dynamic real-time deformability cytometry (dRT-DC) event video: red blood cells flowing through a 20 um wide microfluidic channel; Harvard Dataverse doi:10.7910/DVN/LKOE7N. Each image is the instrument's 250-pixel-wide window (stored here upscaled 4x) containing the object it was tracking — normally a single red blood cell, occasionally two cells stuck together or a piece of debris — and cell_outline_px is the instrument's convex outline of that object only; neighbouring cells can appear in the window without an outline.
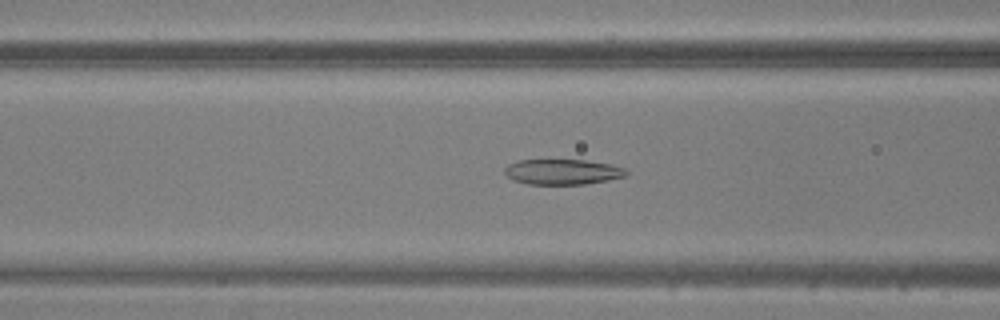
{"species": "common noctule bat (a hibernating species)", "species_latin": "Nyctalus noctula", "temperature_condition": "warm", "stored_images_in_passage": 37, "camera_frame_rate_fps": 3000, "um_per_image_px": 0.085, "animal": {"sex": "male", "body_mass_g": 20.5, "forearm_length_mm": 52.5}, "frame": {"image": 1, "passage_image": 8, "time_ms": 2.333, "image_size_px": [1000, 320], "cell_outline_px": [[628, 176], [608, 180], [584, 184], [528, 184], [512, 180], [504, 172], [504, 168], [508, 164], [520, 160], [584, 160], [612, 164], [624, 168], [628, 172]], "centroid_in_image_um": [47.83, 14.61], "position_along_channel_um": 118.8, "area_um2": 18.03}}
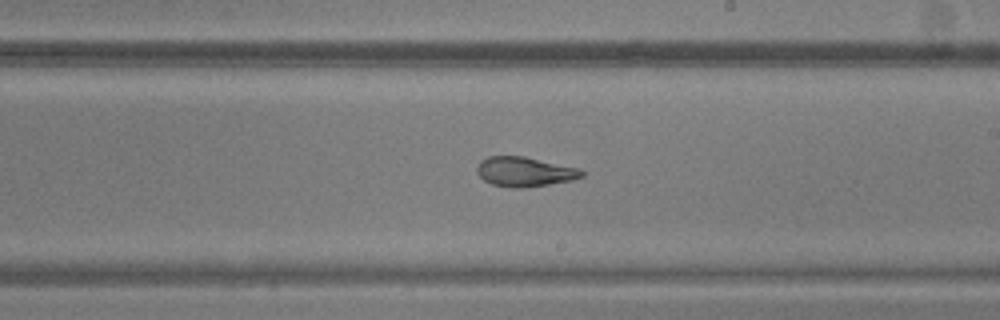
{"frame": {"image": 2, "passage_image": 17, "time_ms": 5.333, "image_size_px": [1000, 320], "cell_outline_px": [[584, 176], [572, 180], [524, 188], [512, 188], [492, 184], [484, 180], [476, 172], [476, 168], [480, 160], [488, 156], [524, 156], [580, 168], [584, 172]], "centroid_in_image_um": [44.59, 14.59], "position_along_channel_um": 244.4, "area_um2": 18.21}}
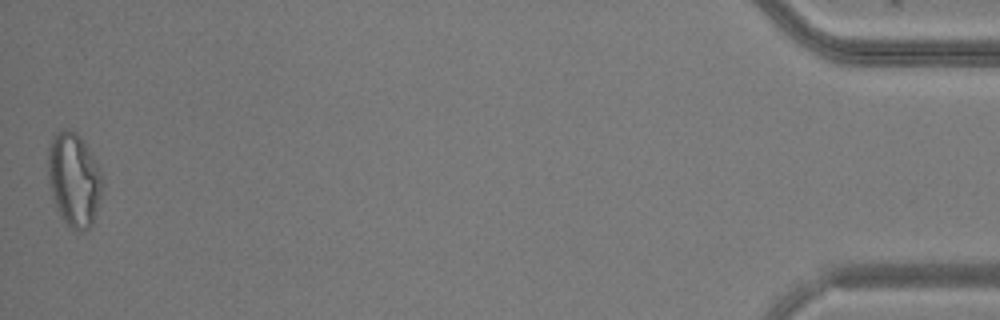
{"frame": {"image": 3, "passage_image": 37, "time_ms": 12.0, "image_size_px": [1000, 320], "cell_outline_px": [[104, 184], [92, 224], [88, 228], [80, 232], [72, 228], [60, 216], [56, 208], [52, 196], [48, 180], [48, 144], [52, 136], [56, 132], [64, 128], [68, 128], [76, 132], [84, 140], [100, 168], [104, 176]], "centroid_in_image_um": [6.29, 15.21], "position_along_channel_um": 428.9, "area_um2": 30.17}}